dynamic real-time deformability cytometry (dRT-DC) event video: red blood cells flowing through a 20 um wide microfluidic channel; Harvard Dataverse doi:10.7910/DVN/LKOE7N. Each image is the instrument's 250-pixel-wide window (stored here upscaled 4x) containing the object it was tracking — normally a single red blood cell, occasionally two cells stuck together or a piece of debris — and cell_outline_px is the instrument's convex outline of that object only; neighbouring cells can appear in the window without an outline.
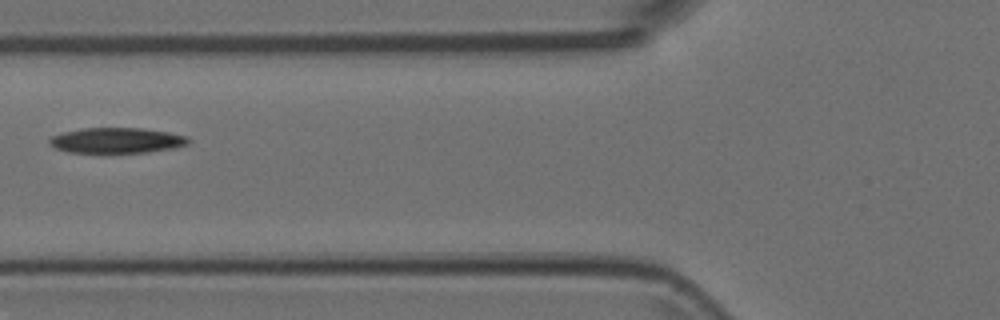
{"species": "Egyptian fruit bat (a non-hibernating species)", "species_latin": "Rousettus aegyptiacus", "temperature_condition": "room temperature", "stored_images_in_passage": 6, "camera_frame_rate_fps": 3000, "um_per_image_px": 0.085, "animal": {"sex": "female"}, "frame": {"image": 1, "passage_image": 2, "time_ms": 0.333, "image_size_px": [1000, 320], "cell_outline_px": [[192, 140], [188, 144], [176, 148], [148, 152], [104, 156], [68, 152], [56, 148], [48, 144], [48, 140], [52, 136], [64, 132], [84, 128], [140, 128], [168, 132], [188, 136]], "centroid_in_image_um": [9.91, 11.99], "position_along_channel_um": 115.9, "area_um2": 21.73}}
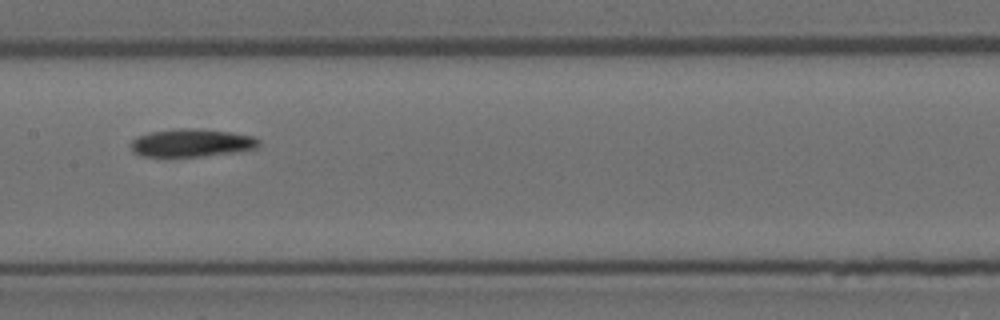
{"frame": {"image": 2, "passage_image": 4, "time_ms": 1.0, "image_size_px": [1000, 320], "cell_outline_px": [[260, 144], [256, 148], [240, 152], [204, 156], [140, 156], [132, 152], [132, 140], [148, 132], [180, 128], [196, 128], [232, 132], [252, 136], [260, 140]], "centroid_in_image_um": [16.33, 12.14], "position_along_channel_um": 191.1, "area_um2": 20.92}}
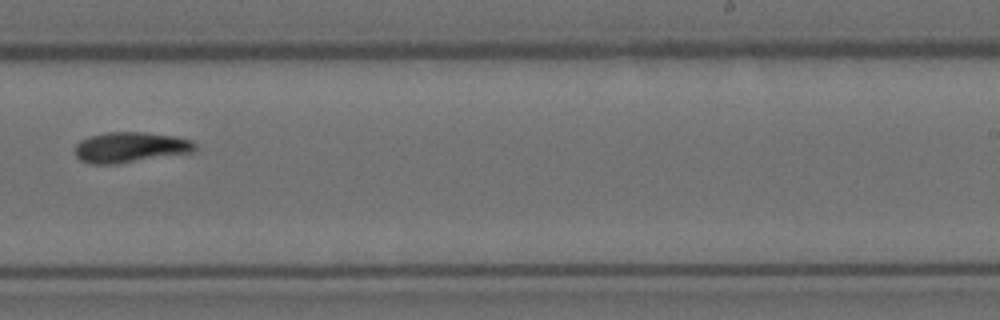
{"frame": {"image": 3, "passage_image": 6, "time_ms": 1.667, "image_size_px": [1000, 320], "cell_outline_px": [[196, 152], [116, 164], [88, 164], [80, 160], [76, 156], [76, 144], [80, 140], [92, 136], [108, 132], [144, 132], [176, 136], [192, 140], [196, 144]], "centroid_in_image_um": [11.12, 12.53], "position_along_channel_um": 277.9, "area_um2": 21.5}}